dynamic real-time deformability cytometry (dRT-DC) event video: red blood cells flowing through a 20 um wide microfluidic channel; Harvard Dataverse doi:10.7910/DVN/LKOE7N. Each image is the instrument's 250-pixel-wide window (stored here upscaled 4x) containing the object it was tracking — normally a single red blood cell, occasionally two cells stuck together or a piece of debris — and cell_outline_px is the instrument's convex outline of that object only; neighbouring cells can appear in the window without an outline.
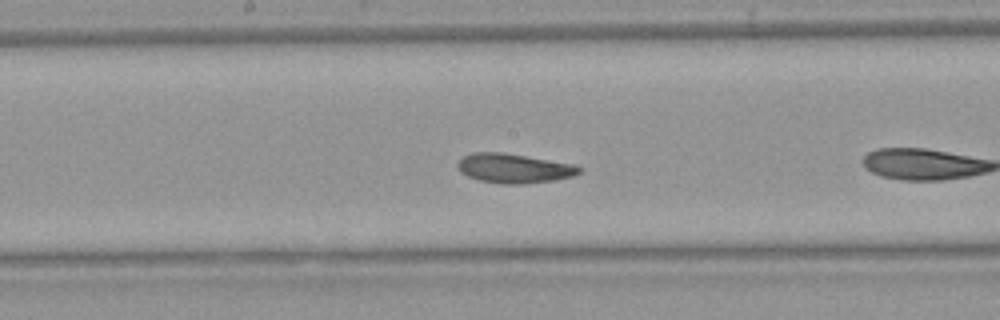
{"species": "Egyptian fruit bat (a non-hibernating species)", "species_latin": "Rousettus aegyptiacus", "temperature_condition": "warm", "stored_images_in_passage": 38, "camera_frame_rate_fps": 3000, "um_per_image_px": 0.085, "animal": {"sex": "female"}, "frame": {"image": 1, "passage_image": 12, "time_ms": 3.667, "image_size_px": [1000, 320], "cell_outline_px": [[584, 168], [580, 172], [572, 176], [556, 180], [524, 184], [500, 184], [480, 180], [468, 176], [460, 172], [456, 168], [456, 164], [464, 156], [472, 152], [500, 152], [576, 164]], "centroid_in_image_um": [43.7, 14.31], "position_along_channel_um": 204.5, "area_um2": 20.98}, "authors_computed_cell_mechanics": {"area_um2": 20.4612, "velocity_mm_per_s": 3.835, "shape_relaxation_time_tau1_ms": 4.2917, "shape_relaxation_time_tau2_ms": 4.4161, "deformation_change_tau1": 0.087, "deformation_change_tau2": 0.0982}}